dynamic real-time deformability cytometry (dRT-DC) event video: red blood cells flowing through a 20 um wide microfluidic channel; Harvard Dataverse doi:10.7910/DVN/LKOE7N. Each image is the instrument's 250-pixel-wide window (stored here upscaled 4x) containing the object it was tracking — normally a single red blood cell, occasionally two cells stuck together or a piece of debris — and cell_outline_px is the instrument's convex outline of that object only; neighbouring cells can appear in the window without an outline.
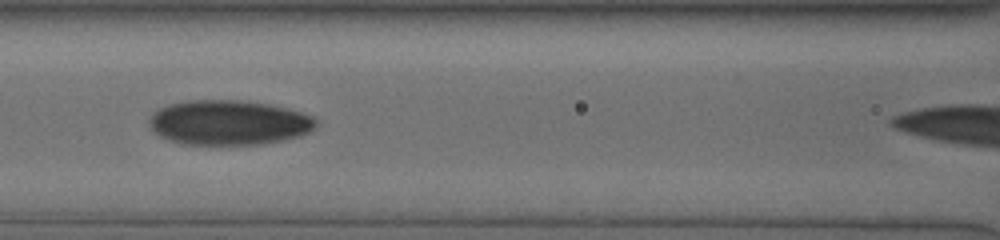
{"species": "human", "species_latin": "Homo sapiens", "temperature_condition": "cold", "stored_images_in_passage": 18, "camera_frame_rate_fps": 3000, "um_per_image_px": 0.085, "donor": {"sex": "male"}, "frame": {"image": 1, "passage_image": 3, "time_ms": 2.0, "image_size_px": [1000, 240], "cell_outline_px": [[316, 124], [308, 132], [300, 136], [260, 144], [180, 144], [168, 140], [152, 132], [148, 124], [148, 120], [152, 112], [168, 104], [188, 100], [248, 100], [288, 108], [312, 116], [316, 120]], "centroid_in_image_um": [19.38, 10.41], "position_along_channel_um": 147.2, "area_um2": 43.75}}
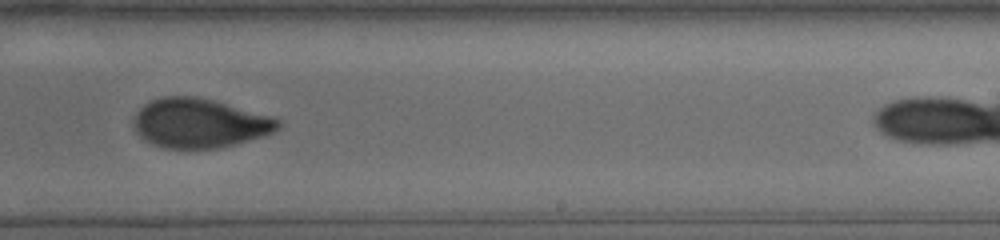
{"frame": {"image": 2, "passage_image": 8, "time_ms": 5.333, "image_size_px": [1000, 240], "cell_outline_px": [[280, 128], [264, 136], [236, 144], [216, 148], [164, 148], [152, 144], [144, 140], [136, 132], [132, 124], [132, 120], [136, 112], [144, 104], [152, 100], [164, 96], [196, 96], [212, 100], [272, 116], [280, 120]], "centroid_in_image_um": [16.93, 10.47], "position_along_channel_um": 272.1, "area_um2": 41.56}}
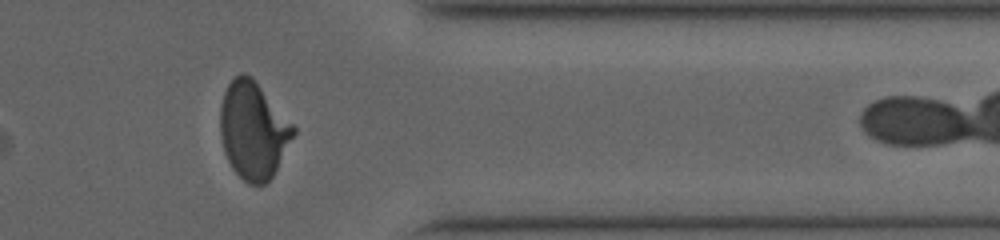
{"frame": {"image": 3, "passage_image": 15, "time_ms": 8.667, "image_size_px": [1000, 240], "cell_outline_px": [[296, 132], [272, 176], [264, 184], [248, 184], [232, 168], [224, 152], [220, 136], [220, 104], [224, 92], [228, 84], [240, 72], [244, 72], [252, 76], [296, 128]], "centroid_in_image_um": [21.5, 11.05], "position_along_channel_um": 389.9, "area_um2": 41.21}, "authors_computed_cell_mechanics": {"area_um2": 41.4426, "velocity_mm_per_s": 3.7487, "shape_relaxation_time_tau1_ms": 9.4694, "shape_relaxation_time_tau2_ms": 1.3221, "deformation_change_tau1": 0.2438, "deformation_change_tau2": 0.0525}}